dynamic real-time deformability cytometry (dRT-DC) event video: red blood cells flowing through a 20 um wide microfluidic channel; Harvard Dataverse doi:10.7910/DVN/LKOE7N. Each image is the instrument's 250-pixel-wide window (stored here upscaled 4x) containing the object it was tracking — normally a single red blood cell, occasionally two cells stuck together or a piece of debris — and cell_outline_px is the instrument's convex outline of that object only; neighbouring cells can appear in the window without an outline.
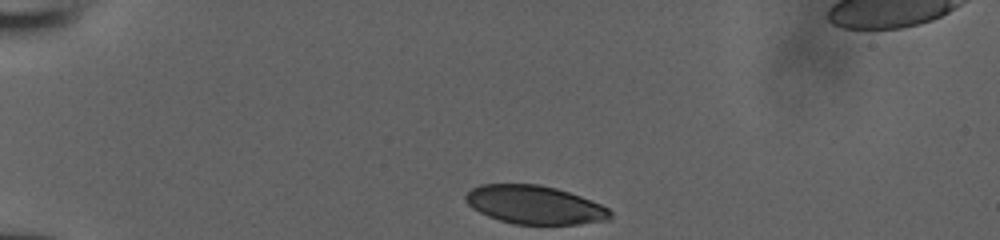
{"species": "human", "species_latin": "Homo sapiens", "temperature_condition": "room temperature", "stored_images_in_passage": 32, "camera_frame_rate_fps": 3000, "um_per_image_px": 0.085, "donor": {"sex": "male"}, "frame": {"image": 1, "passage_image": 1, "time_ms": 0.0, "image_size_px": [1000, 240], "cell_outline_px": [[612, 216], [608, 220], [580, 224], [512, 224], [488, 216], [472, 208], [464, 200], [464, 196], [472, 188], [480, 184], [540, 184], [556, 188], [580, 196], [600, 204], [608, 208], [612, 212]], "centroid_in_image_um": [45.43, 17.41], "position_along_channel_um": 39.6, "area_um2": 32.43}}
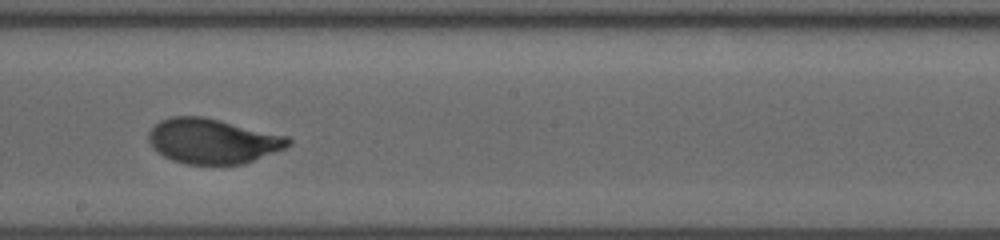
{"frame": {"image": 2, "passage_image": 19, "time_ms": 6.0, "image_size_px": [1000, 240], "cell_outline_px": [[292, 144], [284, 148], [244, 164], [184, 164], [172, 160], [156, 152], [152, 148], [148, 140], [148, 132], [160, 120], [172, 116], [204, 116], [288, 136], [292, 140]], "centroid_in_image_um": [18.05, 11.99], "position_along_channel_um": 230.1, "area_um2": 36.76}}
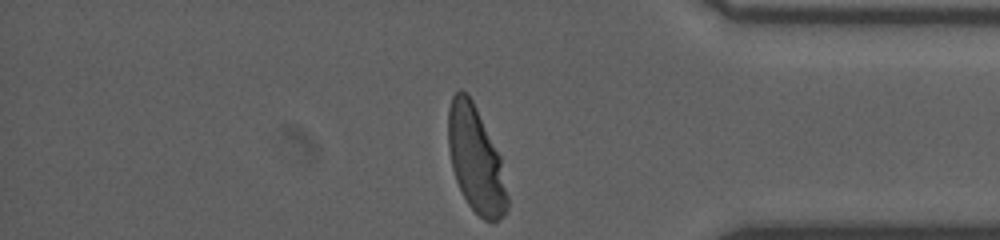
{"frame": {"image": 3, "passage_image": 32, "time_ms": 10.333, "image_size_px": [1000, 240], "cell_outline_px": [[508, 208], [504, 216], [496, 220], [484, 220], [468, 204], [456, 180], [452, 168], [448, 148], [448, 108], [452, 96], [460, 88], [472, 100], [500, 156], [508, 196]], "centroid_in_image_um": [40.43, 13.57], "position_along_channel_um": 394.8, "area_um2": 36.07}}